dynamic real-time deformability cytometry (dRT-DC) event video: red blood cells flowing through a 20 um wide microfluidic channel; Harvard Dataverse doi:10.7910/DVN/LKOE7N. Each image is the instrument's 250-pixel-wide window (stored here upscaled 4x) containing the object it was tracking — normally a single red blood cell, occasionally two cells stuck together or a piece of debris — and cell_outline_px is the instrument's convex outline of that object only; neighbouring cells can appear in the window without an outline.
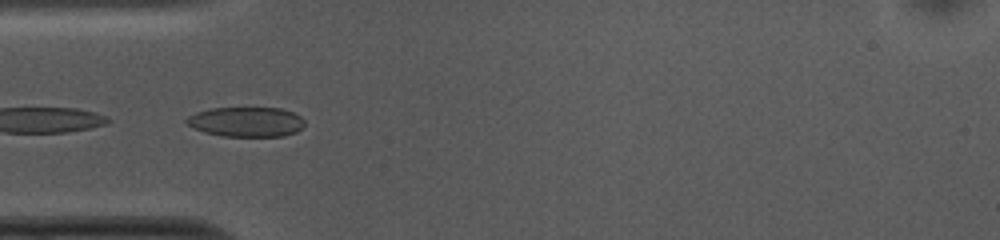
{"species": "common noctule bat (a hibernating species)", "species_latin": "Nyctalus noctula", "temperature_condition": "cold", "stored_images_in_passage": 17, "camera_frame_rate_fps": 3000, "um_per_image_px": 0.085, "animal": {"sex": "female", "body_mass_g": 10.0, "forearm_length_mm": 53.1}, "frame": {"image": 1, "passage_image": 15, "time_ms": 4.667, "image_size_px": [1000, 240], "cell_outline_px": [[304, 124], [296, 132], [284, 136], [224, 136], [204, 132], [188, 124], [184, 120], [188, 116], [196, 112], [212, 108], [280, 108], [292, 112], [300, 116], [304, 120]], "centroid_in_image_um": [20.93, 10.35], "position_along_channel_um": 64.1, "area_um2": 20.35}}